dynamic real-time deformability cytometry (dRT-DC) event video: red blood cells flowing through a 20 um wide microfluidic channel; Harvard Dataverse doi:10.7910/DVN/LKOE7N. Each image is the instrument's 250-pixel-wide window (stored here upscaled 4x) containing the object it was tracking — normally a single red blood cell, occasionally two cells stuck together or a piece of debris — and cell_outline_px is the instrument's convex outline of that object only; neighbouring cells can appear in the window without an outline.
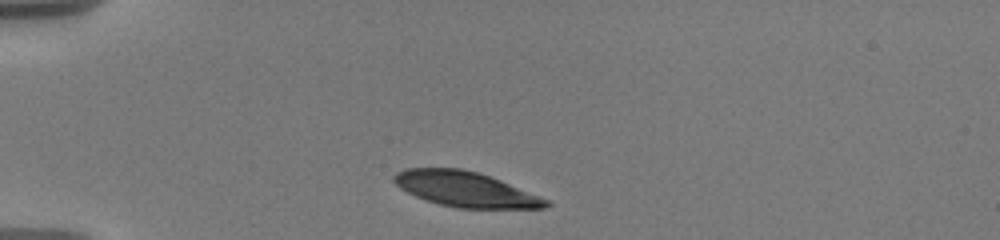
{"species": "human", "species_latin": "Homo sapiens", "temperature_condition": "warm", "stored_images_in_passage": 27, "camera_frame_rate_fps": 3000, "um_per_image_px": 0.085, "donor": {"sex": "male"}, "frame": {"image": 1, "passage_image": 1, "time_ms": 0.0, "image_size_px": [1000, 240], "cell_outline_px": [[552, 204], [544, 208], [456, 208], [440, 204], [416, 196], [400, 188], [392, 180], [392, 176], [396, 172], [404, 168], [460, 168], [476, 172], [500, 180], [552, 200]], "centroid_in_image_um": [39.59, 16.08], "position_along_channel_um": 45.4, "area_um2": 31.1}}
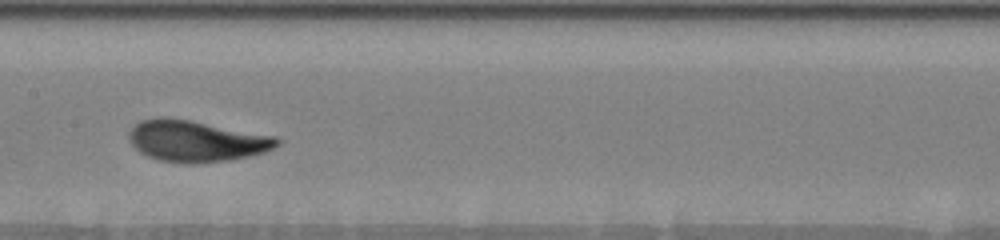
{"frame": {"image": 2, "passage_image": 15, "time_ms": 5.0, "image_size_px": [1000, 240], "cell_outline_px": [[280, 144], [264, 152], [248, 156], [228, 160], [196, 164], [192, 164], [160, 160], [148, 156], [140, 152], [128, 140], [128, 132], [140, 120], [160, 116], [188, 120], [276, 136], [280, 140]], "centroid_in_image_um": [16.66, 11.99], "position_along_channel_um": 190.7, "area_um2": 35.43}}
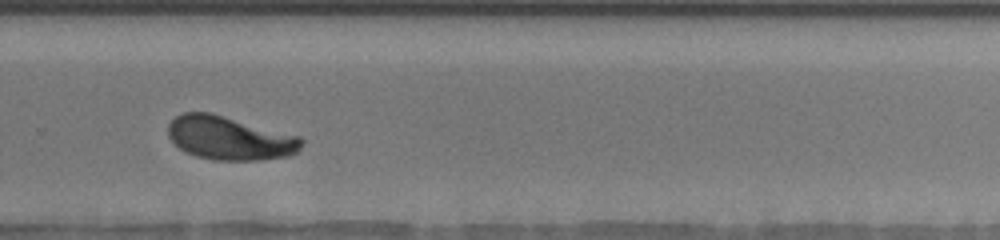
{"frame": {"image": 3, "passage_image": 25, "time_ms": 8.333, "image_size_px": [1000, 240], "cell_outline_px": [[304, 144], [296, 152], [288, 156], [260, 160], [212, 160], [196, 156], [180, 148], [168, 136], [168, 124], [176, 116], [184, 112], [212, 112], [300, 136], [304, 140]], "centroid_in_image_um": [19.54, 11.73], "position_along_channel_um": 310.3, "area_um2": 34.04}}